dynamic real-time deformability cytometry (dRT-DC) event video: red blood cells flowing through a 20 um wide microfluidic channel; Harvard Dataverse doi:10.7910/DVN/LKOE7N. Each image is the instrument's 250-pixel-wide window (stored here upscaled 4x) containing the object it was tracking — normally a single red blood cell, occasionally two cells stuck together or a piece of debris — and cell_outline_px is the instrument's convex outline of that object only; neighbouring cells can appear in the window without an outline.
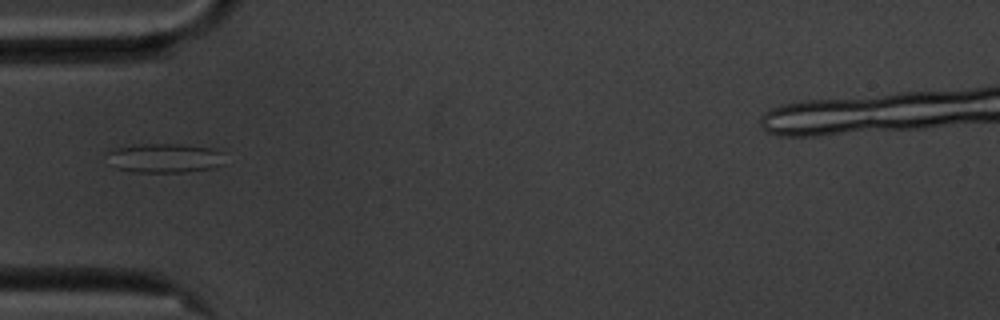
{"species": "common noctule bat (a hibernating species)", "species_latin": "Nyctalus noctula", "temperature_condition": "cold", "stored_images_in_passage": 38, "camera_frame_rate_fps": 3000, "um_per_image_px": 0.085, "animal": {"sex": "male", "body_mass_g": 20.1, "forearm_length_mm": 53.5}, "frame": {"image": 1, "passage_image": 1, "time_ms": 0.0, "image_size_px": [1000, 320], "cell_outline_px": [[224, 164], [212, 168], [184, 172], [132, 172], [116, 168], [104, 152], [112, 148], [132, 144], [180, 144], [212, 148], [220, 152]], "centroid_in_image_um": [13.93, 13.42], "position_along_channel_um": 71.1, "area_um2": 20.23}}
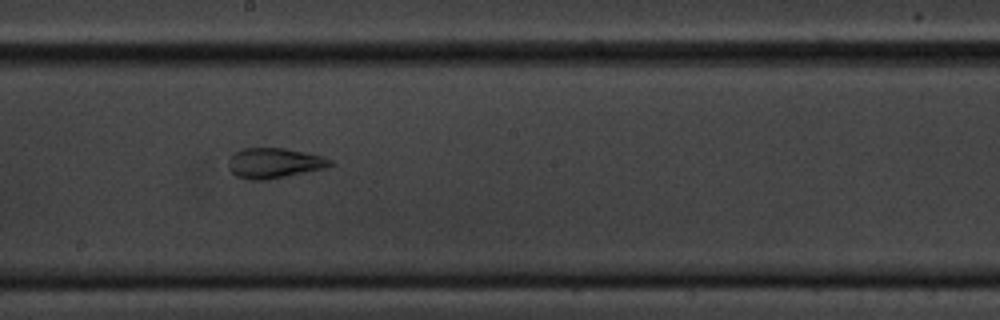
{"frame": {"image": 2, "passage_image": 14, "time_ms": 4.333, "image_size_px": [1000, 320], "cell_outline_px": [[336, 164], [324, 168], [264, 180], [252, 180], [236, 176], [228, 168], [228, 160], [232, 152], [244, 148], [284, 148], [324, 156], [332, 160]], "centroid_in_image_um": [23.29, 13.84], "position_along_channel_um": 224.9, "area_um2": 17.92}}
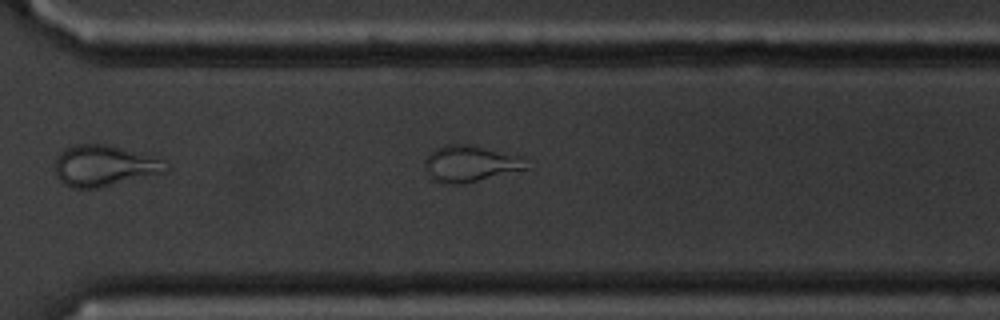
{"frame": {"image": 3, "passage_image": 23, "time_ms": 7.333, "image_size_px": [1000, 320], "cell_outline_px": [[528, 168], [464, 184], [440, 184], [432, 180], [424, 168], [424, 160], [436, 148], [444, 144], [468, 144], [520, 156]], "centroid_in_image_um": [39.88, 13.93], "position_along_channel_um": 330.7, "area_um2": 21.39}}